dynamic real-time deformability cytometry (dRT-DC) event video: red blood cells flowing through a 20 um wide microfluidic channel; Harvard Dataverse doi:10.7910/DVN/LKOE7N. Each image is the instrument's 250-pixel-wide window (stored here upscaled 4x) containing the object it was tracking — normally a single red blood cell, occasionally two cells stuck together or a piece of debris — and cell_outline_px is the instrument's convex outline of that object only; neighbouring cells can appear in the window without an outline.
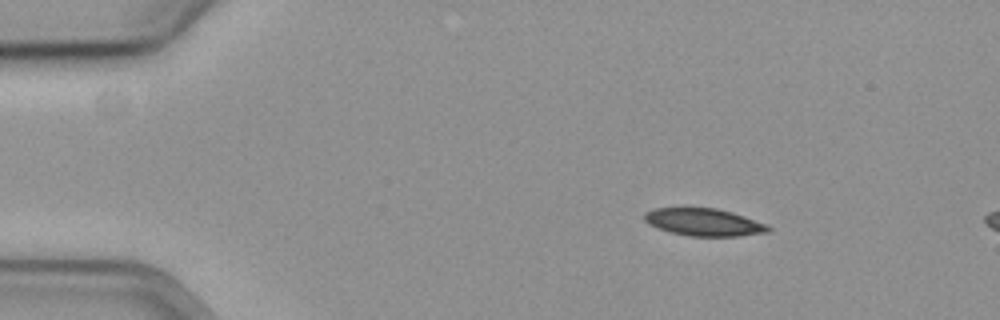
{"species": "common noctule bat (a hibernating species)", "species_latin": "Nyctalus noctula", "temperature_condition": "cold", "stored_images_in_passage": 13, "camera_frame_rate_fps": 3000, "um_per_image_px": 0.085, "animal": {"sex": "female", "body_mass_g": 19.3, "forearm_length_mm": 54.1}, "frame": {"image": 1, "passage_image": 6, "time_ms": 1.667, "image_size_px": [1000, 320], "cell_outline_px": [[772, 228], [768, 232], [736, 236], [688, 236], [668, 232], [648, 224], [644, 220], [644, 212], [652, 208], [716, 208], [732, 212], [768, 224]], "centroid_in_image_um": [59.81, 18.88], "position_along_channel_um": 25.2, "area_um2": 19.94}}